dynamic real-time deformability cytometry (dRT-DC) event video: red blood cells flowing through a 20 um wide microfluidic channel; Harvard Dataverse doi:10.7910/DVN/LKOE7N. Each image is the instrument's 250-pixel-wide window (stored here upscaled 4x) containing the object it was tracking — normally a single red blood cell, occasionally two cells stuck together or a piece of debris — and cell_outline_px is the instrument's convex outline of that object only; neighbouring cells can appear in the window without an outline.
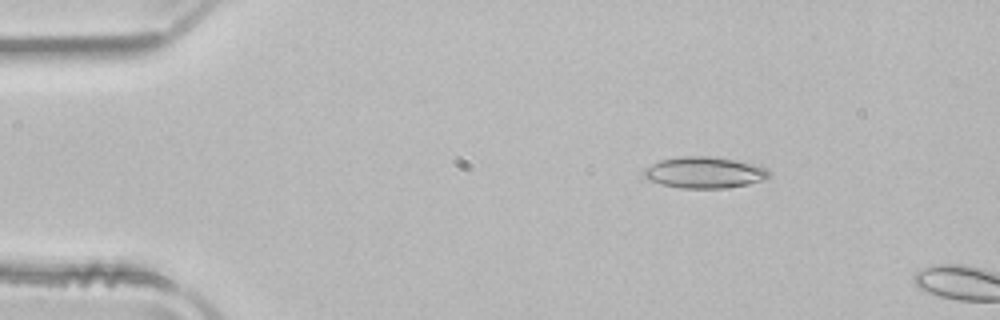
{"species": "common noctule bat (a hibernating species)", "species_latin": "Nyctalus noctula", "temperature_condition": "room temperature", "stored_images_in_passage": 10, "camera_frame_rate_fps": 3000, "um_per_image_px": 0.085, "animal": {"sex": "male", "body_mass_g": 21.5, "forearm_length_mm": 52.0}, "frame": {"image": 1, "passage_image": 7, "time_ms": 2.0, "image_size_px": [1000, 320], "cell_outline_px": [[772, 172], [764, 180], [748, 184], [720, 188], [680, 188], [660, 184], [648, 180], [644, 176], [644, 168], [660, 160], [680, 156], [712, 156], [736, 160], [756, 164], [768, 168]], "centroid_in_image_um": [59.89, 14.65], "position_along_channel_um": 25.1, "area_um2": 23.0}}